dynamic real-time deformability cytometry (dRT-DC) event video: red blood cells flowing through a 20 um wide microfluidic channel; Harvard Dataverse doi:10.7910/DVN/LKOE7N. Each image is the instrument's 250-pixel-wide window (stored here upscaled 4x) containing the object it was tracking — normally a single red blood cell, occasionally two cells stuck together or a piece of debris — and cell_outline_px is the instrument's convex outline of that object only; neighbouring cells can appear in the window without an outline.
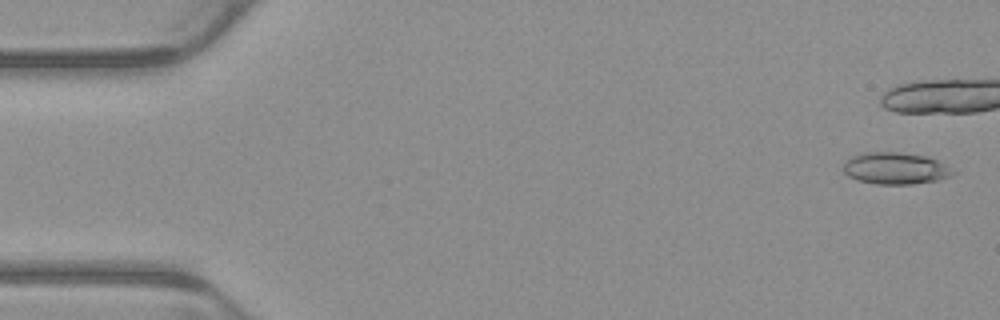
{"species": "common noctule bat (a hibernating species)", "species_latin": "Nyctalus noctula", "temperature_condition": "warm", "stored_images_in_passage": 7, "camera_frame_rate_fps": 3000, "um_per_image_px": 0.085, "animal": {"sex": "male", "body_mass_g": 23.1, "forearm_length_mm": 52.7}, "frame": {"image": 1, "passage_image": 1, "time_ms": 0.0, "image_size_px": [1000, 320], "cell_outline_px": [[960, 172], [952, 176], [940, 180], [912, 184], [876, 184], [856, 180], [848, 176], [844, 172], [844, 164], [852, 156], [860, 152], [896, 152], [928, 156]], "centroid_in_image_um": [76.16, 14.31], "position_along_channel_um": 8.8, "area_um2": 20.58}}
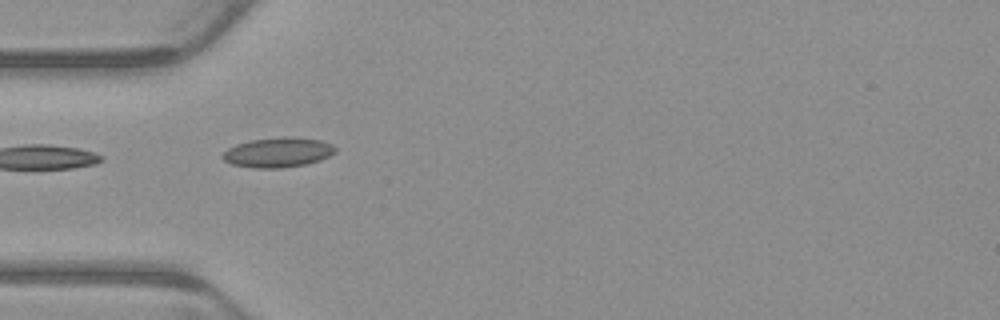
{"frame": {"image": 2, "passage_image": 6, "time_ms": 1.667, "image_size_px": [1000, 320], "cell_outline_px": [[336, 152], [320, 160], [304, 164], [280, 168], [252, 168], [232, 164], [224, 160], [220, 156], [228, 148], [236, 144], [252, 140], [284, 136], [292, 136], [320, 140], [332, 144], [336, 148]], "centroid_in_image_um": [23.62, 12.94], "position_along_channel_um": 61.4, "area_um2": 19.59}}
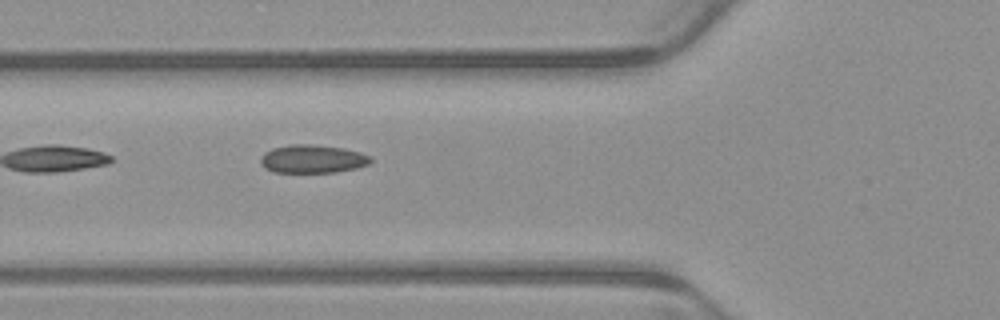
{"frame": {"image": 3, "passage_image": 7, "time_ms": 2.0, "image_size_px": [1000, 320], "cell_outline_px": [[372, 160], [368, 164], [356, 168], [336, 172], [272, 172], [264, 168], [260, 164], [260, 156], [264, 152], [272, 148], [292, 144], [312, 144], [344, 148], [360, 152], [372, 156]], "centroid_in_image_um": [26.54, 13.5], "position_along_channel_um": 99.3, "area_um2": 18.32}}